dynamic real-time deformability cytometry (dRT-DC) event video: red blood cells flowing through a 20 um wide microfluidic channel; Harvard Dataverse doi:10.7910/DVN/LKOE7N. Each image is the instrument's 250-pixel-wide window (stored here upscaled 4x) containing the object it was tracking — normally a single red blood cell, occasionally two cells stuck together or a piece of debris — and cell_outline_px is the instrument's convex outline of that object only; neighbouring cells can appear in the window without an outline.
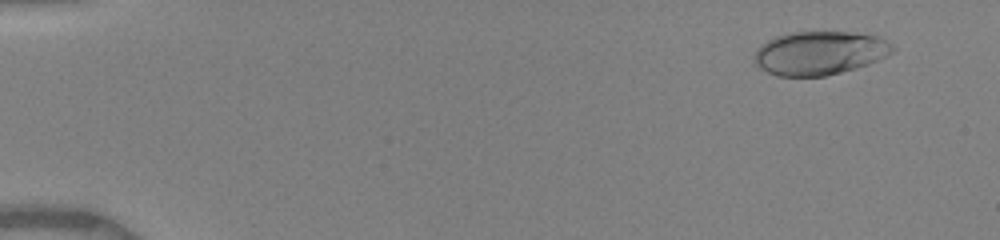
{"species": "human", "species_latin": "Homo sapiens", "temperature_condition": "warm", "stored_images_in_passage": 6, "camera_frame_rate_fps": 3000, "um_per_image_px": 0.085, "donor": {"sex": "female"}, "frame": {"image": 1, "passage_image": 2, "time_ms": 1.0, "image_size_px": [1000, 240], "cell_outline_px": [[896, 48], [888, 56], [868, 64], [856, 68], [824, 76], [776, 76], [760, 68], [756, 64], [752, 56], [756, 48], [768, 40], [776, 36], [792, 32], [848, 32], [880, 36], [892, 44]], "centroid_in_image_um": [69.67, 4.5], "position_along_channel_um": 15.3, "area_um2": 35.32}}
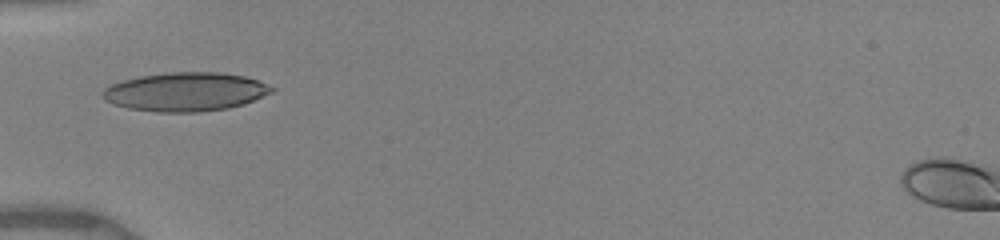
{"frame": {"image": 2, "passage_image": 6, "time_ms": 5.667, "image_size_px": [1000, 240], "cell_outline_px": [[276, 88], [272, 92], [244, 104], [228, 108], [200, 112], [156, 112], [128, 108], [112, 104], [104, 100], [100, 96], [100, 92], [104, 88], [112, 84], [124, 80], [140, 76], [172, 72], [220, 72], [244, 76], [256, 80]], "centroid_in_image_um": [15.73, 7.81], "position_along_channel_um": 69.3, "area_um2": 38.26}}